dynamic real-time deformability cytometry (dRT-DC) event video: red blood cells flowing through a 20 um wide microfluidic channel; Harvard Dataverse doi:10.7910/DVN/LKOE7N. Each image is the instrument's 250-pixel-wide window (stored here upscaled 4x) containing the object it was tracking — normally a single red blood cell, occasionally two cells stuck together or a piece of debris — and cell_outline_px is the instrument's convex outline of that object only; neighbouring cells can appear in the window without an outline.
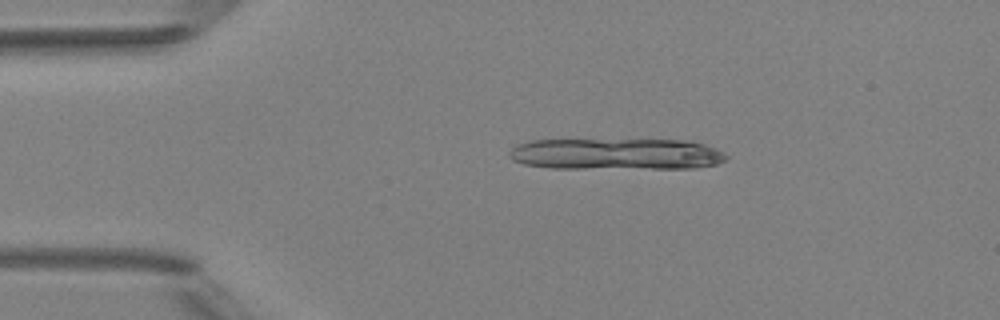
{"species": "Egyptian fruit bat (a non-hibernating species)", "species_latin": "Rousettus aegyptiacus", "temperature_condition": "room temperature", "stored_images_in_passage": 6, "segment_of_instrument_passage": [1, 2], "camera_frame_rate_fps": 3000, "um_per_image_px": 0.085, "animal": {"sex": "female"}, "frame": {"image": 1, "passage_image": 3, "time_ms": 2.333, "image_size_px": [1000, 320], "cell_outline_px": [[728, 160], [716, 164], [692, 168], [548, 168], [524, 164], [512, 160], [508, 156], [508, 152], [516, 144], [528, 140], [692, 140], [704, 144], [724, 152], [728, 156]], "centroid_in_image_um": [52.37, 13.09], "position_along_channel_um": 32.6, "area_um2": 40.11}}